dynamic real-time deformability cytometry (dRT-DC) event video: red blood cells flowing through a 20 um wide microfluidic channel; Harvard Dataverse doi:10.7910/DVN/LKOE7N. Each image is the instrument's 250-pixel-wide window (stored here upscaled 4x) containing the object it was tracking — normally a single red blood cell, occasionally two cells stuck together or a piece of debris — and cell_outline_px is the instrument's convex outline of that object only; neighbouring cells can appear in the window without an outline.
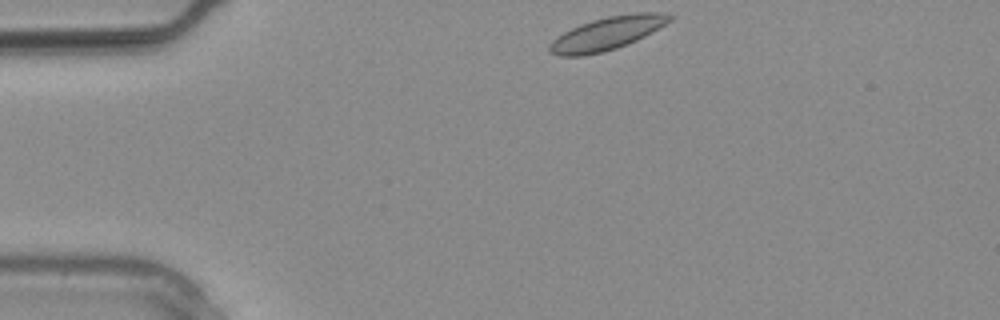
{"species": "common noctule bat (a hibernating species)", "species_latin": "Nyctalus noctula", "temperature_condition": "warm", "stored_images_in_passage": 2, "camera_frame_rate_fps": 3000, "um_per_image_px": 0.085, "animal": {"sex": "male", "body_mass_g": 20.4}, "frame": {"image": 1, "passage_image": 1, "time_ms": 0.0, "image_size_px": [1000, 320], "cell_outline_px": [[676, 16], [672, 20], [652, 32], [628, 44], [604, 52], [584, 56], [556, 56], [548, 52], [548, 44], [552, 40], [564, 32], [580, 24], [592, 20], [608, 16], [636, 12], [656, 12]], "centroid_in_image_um": [51.58, 2.85], "position_along_channel_um": 33.4, "area_um2": 23.29}}
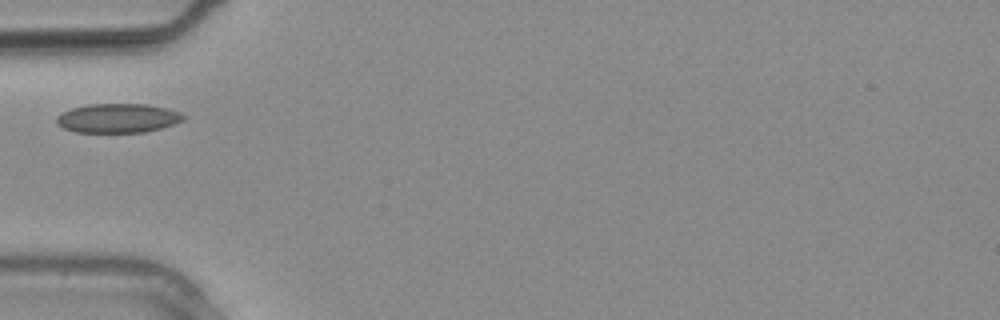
{"frame": {"image": 2, "passage_image": 2, "time_ms": 0.333, "image_size_px": [1000, 320], "cell_outline_px": [[188, 116], [184, 120], [160, 128], [144, 132], [76, 132], [64, 128], [56, 124], [56, 116], [60, 112], [72, 108], [88, 104], [144, 104], [168, 108], [180, 112]], "centroid_in_image_um": [10.01, 10.03], "position_along_channel_um": 75.0, "area_um2": 21.68}}